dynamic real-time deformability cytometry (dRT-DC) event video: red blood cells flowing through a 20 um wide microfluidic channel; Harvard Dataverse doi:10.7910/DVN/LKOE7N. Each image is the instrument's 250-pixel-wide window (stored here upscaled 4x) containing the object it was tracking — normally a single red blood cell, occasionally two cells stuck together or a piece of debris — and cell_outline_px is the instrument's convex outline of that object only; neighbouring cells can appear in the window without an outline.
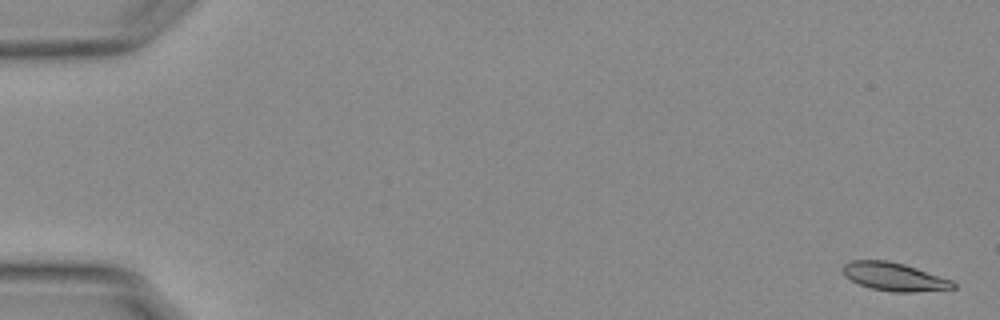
{"species": "Egyptian fruit bat (a non-hibernating species)", "species_latin": "Rousettus aegyptiacus", "temperature_condition": "warm", "stored_images_in_passage": 55, "camera_frame_rate_fps": 3000, "um_per_image_px": 0.085, "animal": {"sex": "female"}, "frame": {"image": 1, "passage_image": 2, "time_ms": 0.333, "image_size_px": [1000, 320], "cell_outline_px": [[956, 288], [912, 292], [892, 292], [872, 288], [860, 284], [844, 276], [844, 264], [852, 260], [888, 260], [904, 264], [952, 280], [956, 284]], "centroid_in_image_um": [76.02, 23.52], "position_along_channel_um": 9.0, "area_um2": 17.92}}
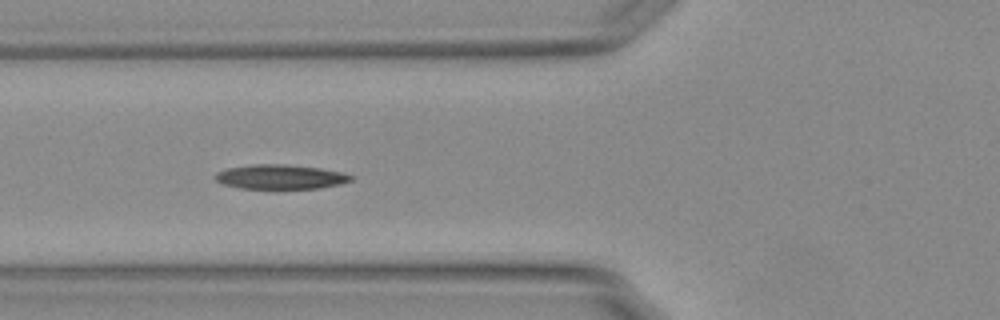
{"frame": {"image": 2, "passage_image": 22, "time_ms": 7.0, "image_size_px": [1000, 320], "cell_outline_px": [[352, 180], [340, 184], [320, 188], [280, 192], [276, 192], [240, 188], [224, 184], [216, 180], [212, 176], [216, 172], [228, 168], [252, 164], [284, 164], [320, 168], [340, 172], [352, 176]], "centroid_in_image_um": [23.79, 15.09], "position_along_channel_um": 102.0, "area_um2": 20.4}}
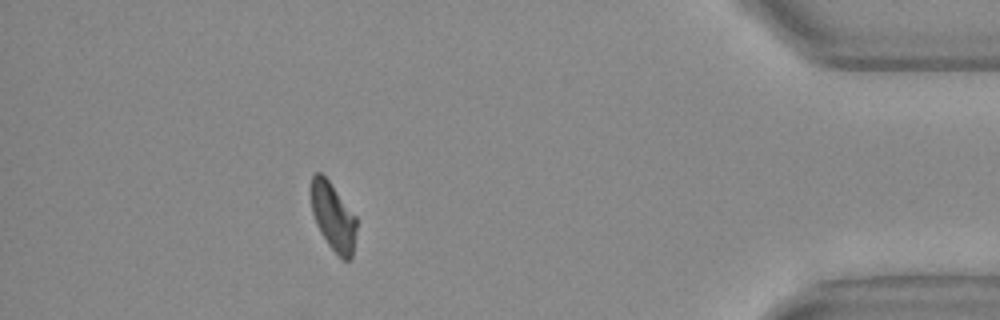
{"frame": {"image": 3, "passage_image": 50, "time_ms": 16.333, "image_size_px": [1000, 320], "cell_outline_px": [[356, 228], [352, 260], [344, 260], [328, 244], [320, 232], [316, 224], [312, 212], [312, 176], [316, 172], [320, 172], [328, 180], [356, 216]], "centroid_in_image_um": [28.33, 18.45], "position_along_channel_um": 406.9, "area_um2": 17.63}}